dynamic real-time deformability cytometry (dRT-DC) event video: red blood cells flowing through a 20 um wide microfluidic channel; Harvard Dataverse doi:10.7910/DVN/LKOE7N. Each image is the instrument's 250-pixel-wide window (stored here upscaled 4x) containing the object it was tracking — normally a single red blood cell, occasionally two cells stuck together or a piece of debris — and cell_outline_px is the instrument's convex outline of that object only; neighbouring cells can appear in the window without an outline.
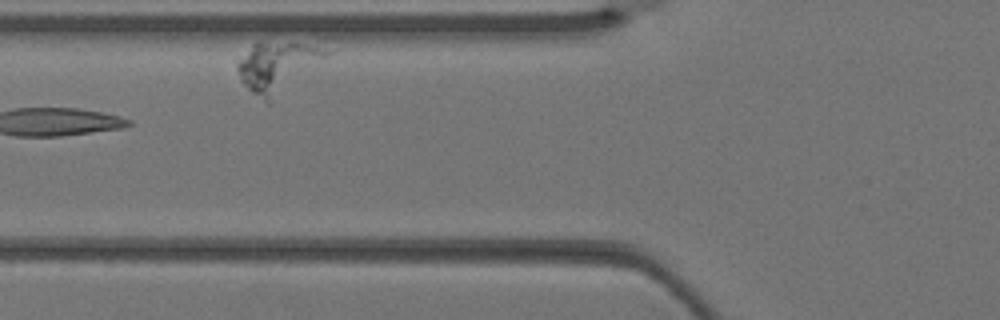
{"species": "Egyptian fruit bat (a non-hibernating species)", "species_latin": "Rousettus aegyptiacus", "temperature_condition": "warm", "stored_images_in_passage": 7, "camera_frame_rate_fps": 3000, "um_per_image_px": 0.085, "animal": {"sex": "female"}, "frame": {"image": 1, "passage_image": 6, "time_ms": 1.667, "image_size_px": [1000, 320], "cell_outline_px": [[332, 52], [328, 56], [268, 104], [252, 92], [240, 80], [236, 68], [236, 60], [252, 44], [304, 44]], "centroid_in_image_um": [23.49, 5.71], "position_along_channel_um": 102.3, "area_um2": 24.91}}
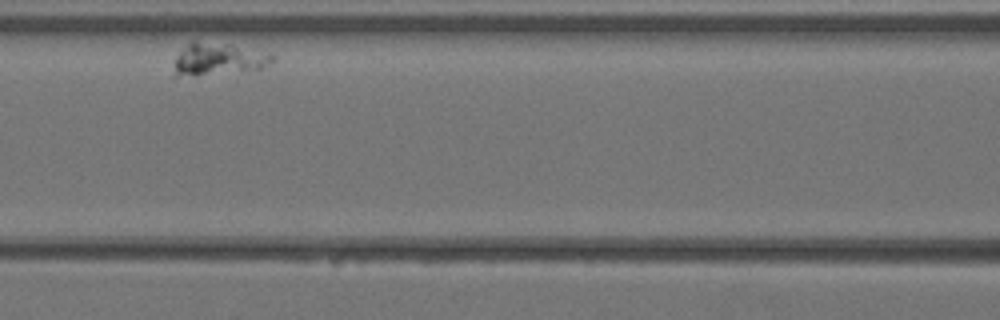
{"frame": {"image": 2, "passage_image": 7, "time_ms": 2.0, "image_size_px": [1000, 320], "cell_outline_px": [[276, 60], [260, 68], [172, 80], [172, 76], [176, 60], [180, 52], [192, 40], [232, 44], [276, 56]], "centroid_in_image_um": [18.45, 5.06], "position_along_channel_um": 148.2, "area_um2": 18.84}}